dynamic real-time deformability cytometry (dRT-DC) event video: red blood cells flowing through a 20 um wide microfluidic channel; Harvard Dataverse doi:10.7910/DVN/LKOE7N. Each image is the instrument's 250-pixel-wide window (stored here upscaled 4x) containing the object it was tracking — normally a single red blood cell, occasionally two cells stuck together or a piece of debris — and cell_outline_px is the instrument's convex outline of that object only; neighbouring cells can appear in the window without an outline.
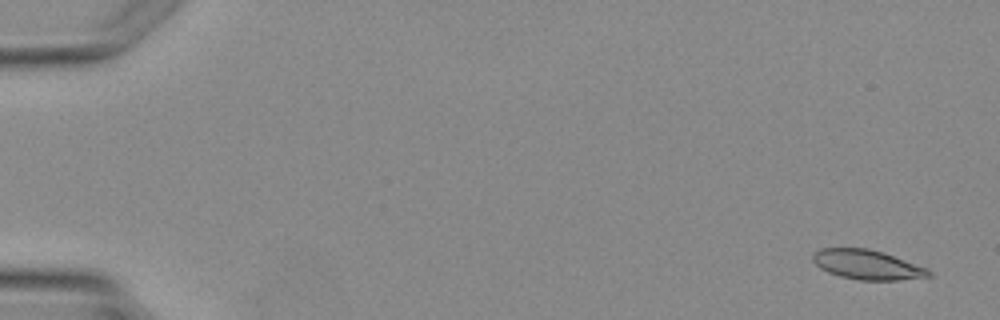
{"species": "Egyptian fruit bat (a non-hibernating species)", "species_latin": "Rousettus aegyptiacus", "temperature_condition": "warm", "stored_images_in_passage": 5, "camera_frame_rate_fps": 3000, "um_per_image_px": 0.085, "animal": {"sex": "female"}, "frame": {"image": 1, "passage_image": 1, "time_ms": 0.0, "image_size_px": [1000, 320], "cell_outline_px": [[932, 276], [900, 280], [860, 280], [840, 276], [828, 272], [820, 268], [812, 260], [812, 256], [820, 248], [868, 248], [928, 268], [932, 272]], "centroid_in_image_um": [73.71, 22.51], "position_along_channel_um": 11.3, "area_um2": 19.77}}
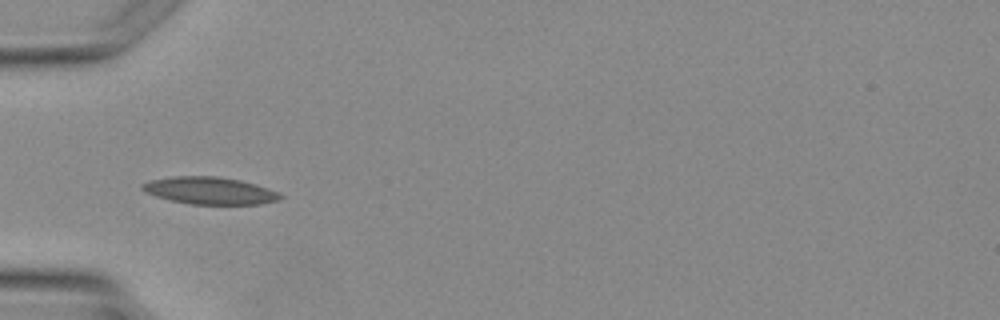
{"frame": {"image": 2, "passage_image": 4, "time_ms": 4.0, "image_size_px": [1000, 320], "cell_outline_px": [[284, 196], [280, 200], [260, 204], [192, 204], [168, 200], [144, 192], [140, 188], [140, 184], [148, 180], [172, 176], [216, 176], [240, 180], [256, 184], [280, 192]], "centroid_in_image_um": [17.81, 16.2], "position_along_channel_um": 67.2, "area_um2": 22.2}}
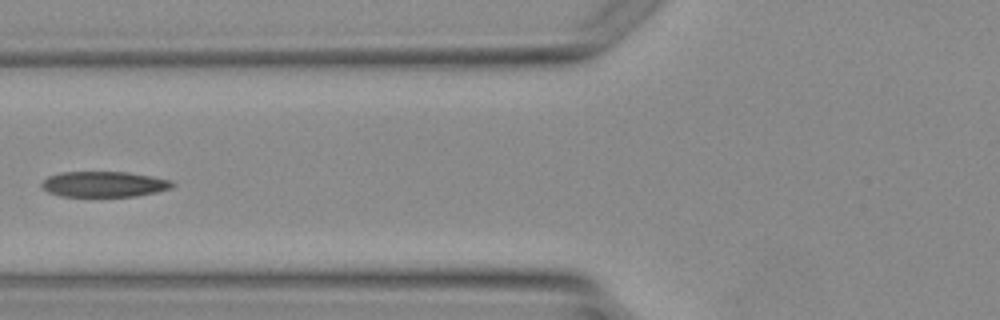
{"frame": {"image": 3, "passage_image": 5, "time_ms": 5.0, "image_size_px": [1000, 320], "cell_outline_px": [[176, 184], [172, 188], [156, 192], [136, 196], [60, 196], [48, 192], [40, 184], [48, 176], [60, 172], [128, 172], [152, 176], [172, 180]], "centroid_in_image_um": [8.87, 15.65], "position_along_channel_um": 116.9, "area_um2": 19.54}}